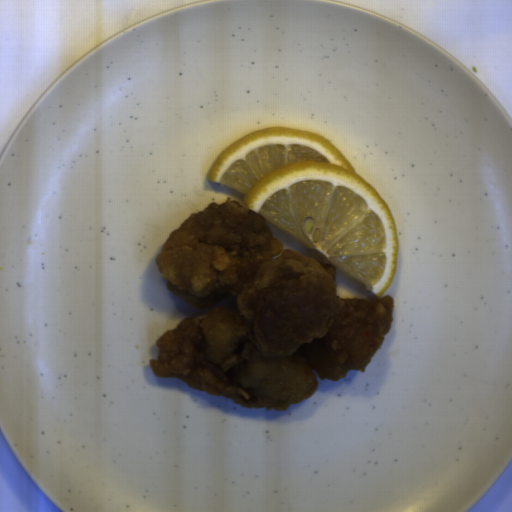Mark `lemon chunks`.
<instances>
[{"mask_svg":"<svg viewBox=\"0 0 512 512\" xmlns=\"http://www.w3.org/2000/svg\"><path fill=\"white\" fill-rule=\"evenodd\" d=\"M206 179L313 249L376 297L389 288L399 237L386 200L327 138L287 127L246 134L220 151Z\"/></svg>","mask_w":512,"mask_h":512,"instance_id":"1","label":"lemon chunks"}]
</instances>
